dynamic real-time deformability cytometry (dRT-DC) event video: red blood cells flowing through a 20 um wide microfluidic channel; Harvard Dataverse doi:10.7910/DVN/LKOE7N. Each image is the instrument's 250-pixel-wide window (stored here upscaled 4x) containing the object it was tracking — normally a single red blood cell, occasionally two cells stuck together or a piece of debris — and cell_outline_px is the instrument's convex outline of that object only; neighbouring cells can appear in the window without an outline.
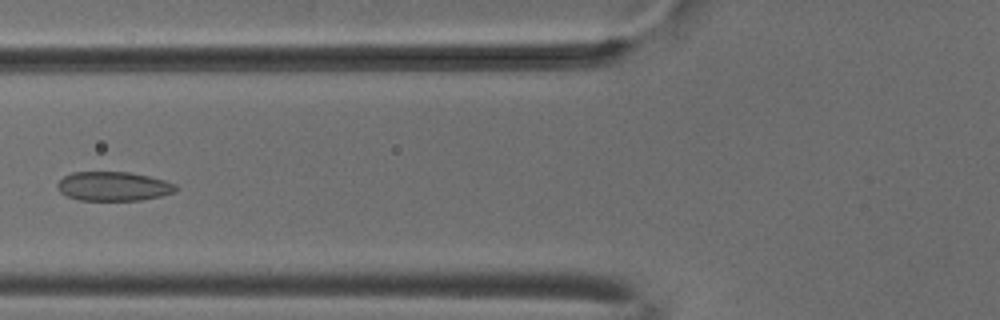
{"species": "common noctule bat (a hibernating species)", "species_latin": "Nyctalus noctula", "temperature_condition": "cold", "stored_images_in_passage": 5, "camera_frame_rate_fps": 3000, "um_per_image_px": 0.085, "animal": {"sex": "male", "body_mass_g": 18.8}, "frame": {"image": 1, "passage_image": 4, "time_ms": 1.0, "image_size_px": [1000, 320], "cell_outline_px": [[176, 192], [160, 196], [140, 200], [80, 200], [68, 196], [60, 192], [56, 188], [56, 184], [64, 176], [72, 172], [128, 172], [148, 176], [164, 180], [176, 184]], "centroid_in_image_um": [9.62, 15.83], "position_along_channel_um": 116.2, "area_um2": 20.06}}
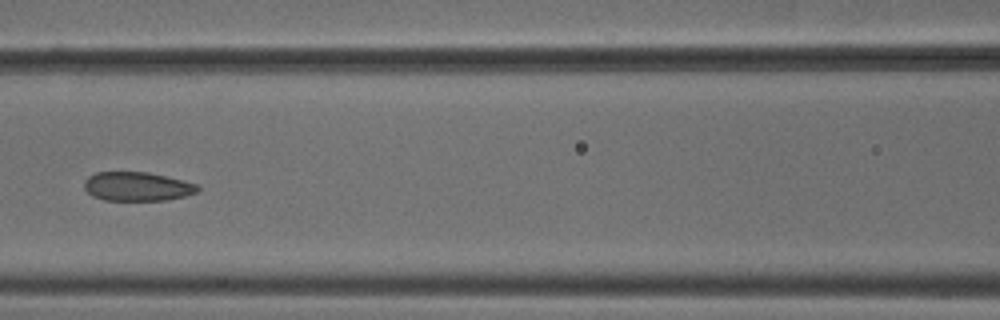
{"frame": {"image": 2, "passage_image": 5, "time_ms": 1.333, "image_size_px": [1000, 320], "cell_outline_px": [[200, 192], [168, 200], [104, 200], [92, 196], [84, 188], [84, 180], [88, 176], [96, 172], [148, 172], [196, 184], [200, 188]], "centroid_in_image_um": [11.64, 15.85], "position_along_channel_um": 155.0, "area_um2": 19.13}}